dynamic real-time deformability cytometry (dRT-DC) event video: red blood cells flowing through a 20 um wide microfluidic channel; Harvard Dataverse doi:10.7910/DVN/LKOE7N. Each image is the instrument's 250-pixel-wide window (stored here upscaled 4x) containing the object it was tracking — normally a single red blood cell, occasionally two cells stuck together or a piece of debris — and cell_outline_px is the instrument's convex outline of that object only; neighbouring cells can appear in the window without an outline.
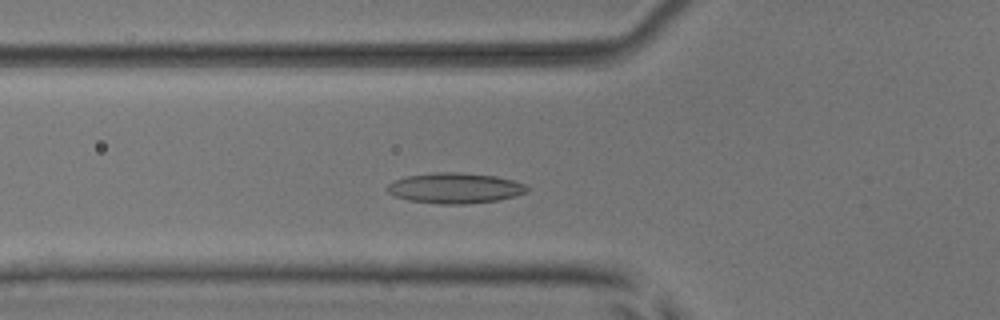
{"species": "common noctule bat (a hibernating species)", "species_latin": "Nyctalus noctula", "temperature_condition": "room temperature", "stored_images_in_passage": 47, "camera_frame_rate_fps": 3000, "um_per_image_px": 0.085, "animal": {"sex": "male", "body_mass_g": 17.9, "forearm_length_mm": 54.2}, "frame": {"image": 1, "passage_image": 13, "time_ms": 4.0, "image_size_px": [1000, 320], "cell_outline_px": [[528, 192], [496, 200], [464, 204], [440, 204], [408, 200], [396, 196], [388, 192], [384, 188], [388, 184], [396, 180], [408, 176], [432, 172], [460, 172], [496, 176], [512, 180], [524, 184], [528, 188]], "centroid_in_image_um": [38.64, 15.98], "position_along_channel_um": 87.2, "area_um2": 24.68}}
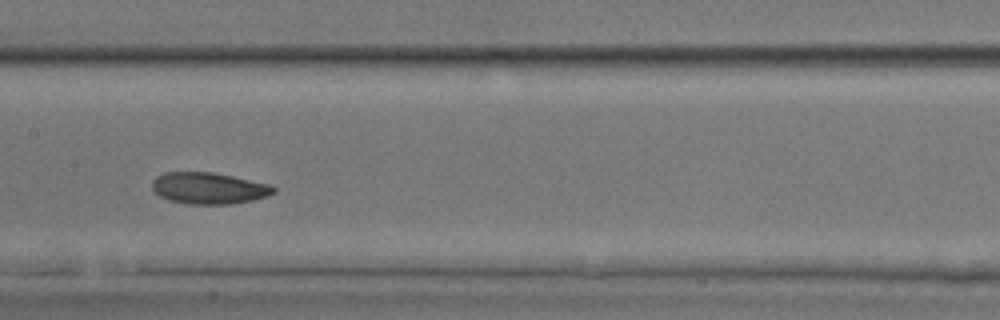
{"frame": {"image": 2, "passage_image": 21, "time_ms": 6.667, "image_size_px": [1000, 320], "cell_outline_px": [[276, 192], [268, 196], [252, 200], [232, 204], [188, 204], [168, 200], [160, 196], [152, 188], [152, 180], [156, 176], [164, 172], [212, 172], [232, 176], [268, 184], [276, 188]], "centroid_in_image_um": [17.73, 16.0], "position_along_channel_um": 189.7, "area_um2": 22.31}}
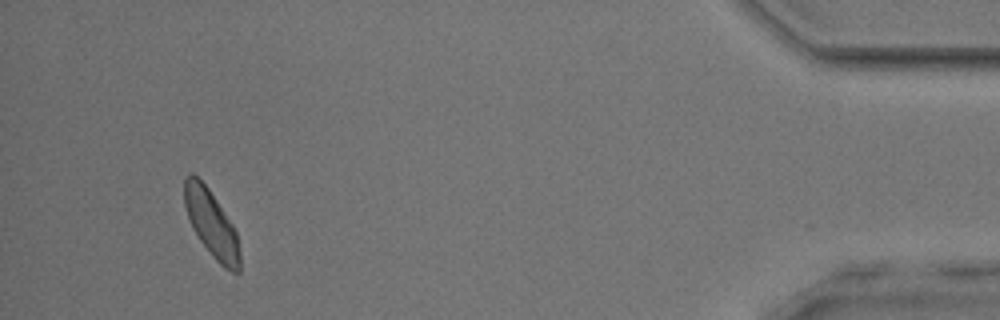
{"frame": {"image": 3, "passage_image": 44, "time_ms": 14.333, "image_size_px": [1000, 320], "cell_outline_px": [[240, 272], [232, 272], [224, 268], [212, 256], [200, 240], [192, 228], [184, 204], [184, 176], [188, 172], [192, 172], [208, 188], [232, 224], [236, 232], [240, 252]], "centroid_in_image_um": [17.96, 19.01], "position_along_channel_um": 417.2, "area_um2": 21.44}, "authors_computed_cell_mechanics": {"area_um2": 22.3108, "velocity_mm_per_s": 3.8588, "shape_relaxation_time_tau1_ms": 3.6306, "shape_relaxation_time_tau2_ms": 3.3622, "deformation_change_tau1": 0.1133, "deformation_change_tau2": 0.0926}}